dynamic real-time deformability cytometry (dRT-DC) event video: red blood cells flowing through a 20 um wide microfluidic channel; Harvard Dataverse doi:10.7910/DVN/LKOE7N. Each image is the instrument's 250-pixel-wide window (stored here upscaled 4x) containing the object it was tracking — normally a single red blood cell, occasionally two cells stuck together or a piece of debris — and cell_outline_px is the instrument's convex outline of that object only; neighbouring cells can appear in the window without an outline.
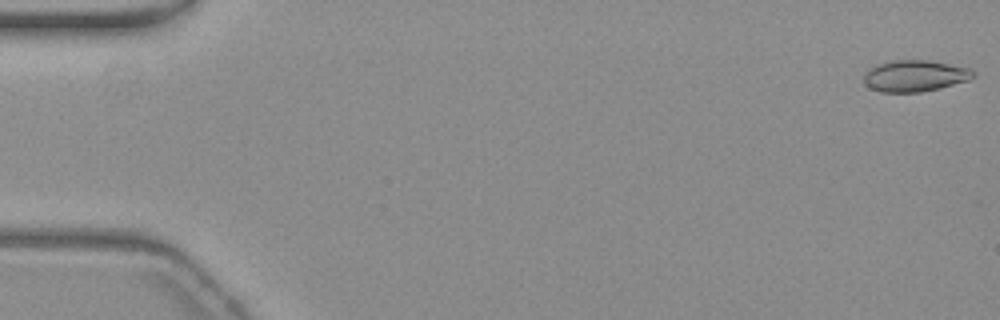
{"species": "common noctule bat (a hibernating species)", "species_latin": "Nyctalus noctula", "temperature_condition": "warm", "stored_images_in_passage": 9, "camera_frame_rate_fps": 3000, "um_per_image_px": 0.085, "animal": {"sex": "female", "body_mass_g": 19.3, "forearm_length_mm": 54.1}, "frame": {"image": 1, "passage_image": 1, "time_ms": 0.0, "image_size_px": [1000, 320], "cell_outline_px": [[976, 76], [968, 80], [940, 88], [920, 92], [880, 92], [864, 84], [864, 76], [876, 64], [892, 60], [928, 60], [968, 68], [976, 72]], "centroid_in_image_um": [77.78, 6.45], "position_along_channel_um": 7.2, "area_um2": 19.88}}